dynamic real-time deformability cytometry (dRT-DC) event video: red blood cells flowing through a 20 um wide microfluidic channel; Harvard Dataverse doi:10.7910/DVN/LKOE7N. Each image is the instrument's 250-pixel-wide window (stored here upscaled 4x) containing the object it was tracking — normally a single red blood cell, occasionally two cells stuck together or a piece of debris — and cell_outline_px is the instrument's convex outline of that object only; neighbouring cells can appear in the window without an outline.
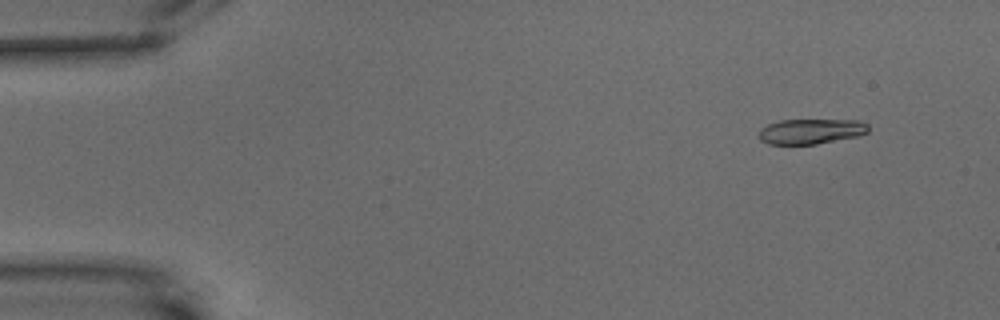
{"species": "common noctule bat (a hibernating species)", "species_latin": "Nyctalus noctula", "temperature_condition": "warm", "stored_images_in_passage": 55, "camera_frame_rate_fps": 3000, "um_per_image_px": 0.085, "animal": {"sex": "male", "body_mass_g": 15.6}, "frame": {"image": 1, "passage_image": 1, "time_ms": 0.0, "image_size_px": [1000, 320], "cell_outline_px": [[868, 132], [860, 136], [816, 144], [768, 144], [760, 140], [760, 128], [768, 124], [780, 120], [856, 120], [868, 124]], "centroid_in_image_um": [68.94, 11.17], "position_along_channel_um": 16.1, "area_um2": 16.07}}
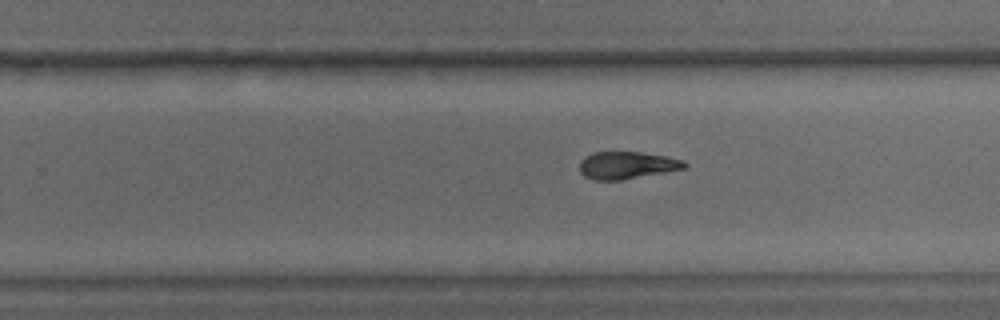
{"frame": {"image": 2, "passage_image": 33, "time_ms": 10.667, "image_size_px": [1000, 320], "cell_outline_px": [[688, 164], [684, 168], [664, 172], [620, 180], [592, 180], [584, 176], [580, 172], [580, 160], [584, 156], [592, 152], [640, 152], [668, 156], [684, 160]], "centroid_in_image_um": [53.26, 14.03], "position_along_channel_um": 276.5, "area_um2": 16.76}}
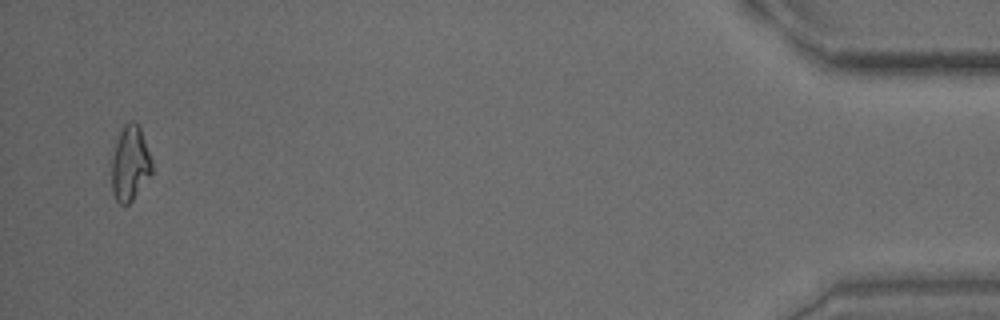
{"frame": {"image": 3, "passage_image": 53, "time_ms": 17.333, "image_size_px": [1000, 320], "cell_outline_px": [[152, 172], [132, 200], [128, 204], [120, 204], [116, 200], [112, 192], [112, 156], [116, 140], [124, 124], [128, 120], [136, 120], [140, 128], [152, 160]], "centroid_in_image_um": [11.04, 13.86], "position_along_channel_um": 424.2, "area_um2": 17.57}, "authors_computed_cell_mechanics": {"area_um2": 17.5134, "velocity_mm_per_s": 3.4382, "shape_relaxation_time_tau1_ms": 6.098, "shape_relaxation_time_tau2_ms": 4.1553, "deformation_change_tau1": 0.1986, "deformation_change_tau2": 0.1202}}